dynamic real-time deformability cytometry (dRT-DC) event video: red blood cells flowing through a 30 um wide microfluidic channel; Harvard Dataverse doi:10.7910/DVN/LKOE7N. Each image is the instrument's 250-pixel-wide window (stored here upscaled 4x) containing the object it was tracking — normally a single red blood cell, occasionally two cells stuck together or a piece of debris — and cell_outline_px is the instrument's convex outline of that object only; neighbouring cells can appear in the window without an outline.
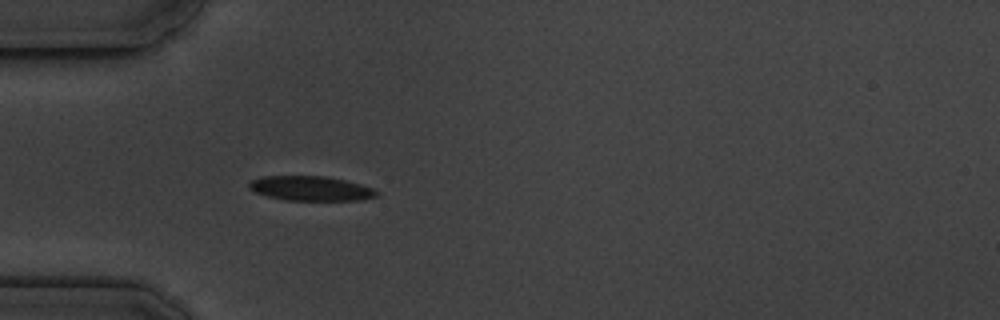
{"species": "common noctule bat (a hibernating species)", "species_latin": "Nyctalus noctula", "temperature_condition": "cold", "stored_images_in_passage": 3, "camera_frame_rate_fps": 3000, "um_per_image_px": 0.085, "animal": {"sex": "male", "body_mass_g": 19.5, "forearm_length_mm": 54.6}, "frame": {"image": 1, "passage_image": 3, "time_ms": 2.333, "image_size_px": [1000, 320], "cell_outline_px": [[380, 192], [376, 196], [360, 200], [284, 200], [268, 196], [256, 192], [248, 188], [248, 184], [252, 180], [260, 176], [324, 176], [344, 180], [360, 184], [372, 188]], "centroid_in_image_um": [26.4, 16.01], "position_along_channel_um": 58.6, "area_um2": 18.21}}